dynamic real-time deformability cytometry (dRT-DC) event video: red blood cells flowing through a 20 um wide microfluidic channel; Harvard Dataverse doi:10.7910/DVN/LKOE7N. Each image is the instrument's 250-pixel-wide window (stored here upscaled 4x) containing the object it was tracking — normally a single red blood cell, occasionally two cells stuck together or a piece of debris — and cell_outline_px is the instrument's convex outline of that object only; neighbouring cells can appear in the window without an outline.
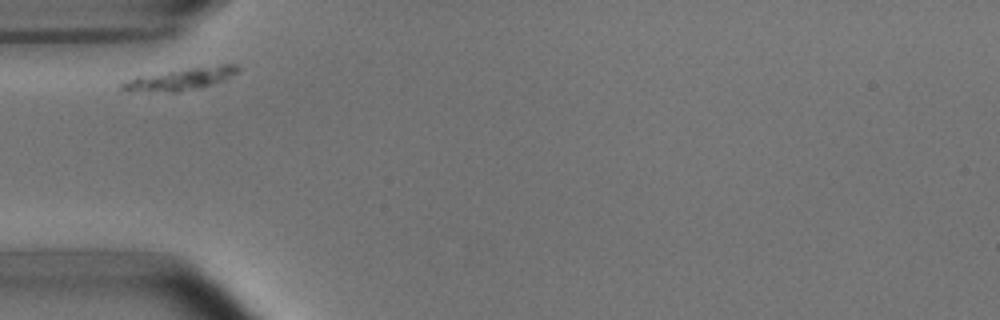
{"species": "common noctule bat (a hibernating species)", "species_latin": "Nyctalus noctula", "temperature_condition": "room temperature", "stored_images_in_passage": 4, "camera_frame_rate_fps": 3000, "um_per_image_px": 0.085, "animal": {"sex": "male", "body_mass_g": 15.6}, "frame": {"image": 1, "passage_image": 1, "time_ms": 0.0, "image_size_px": [1000, 320], "cell_outline_px": [[240, 68], [236, 72], [220, 80], [200, 88], [176, 92], [172, 92], [120, 88], [120, 84], [136, 76], [220, 64], [236, 64]], "centroid_in_image_um": [15.4, 6.69], "position_along_channel_um": 69.6, "area_um2": 13.99}}
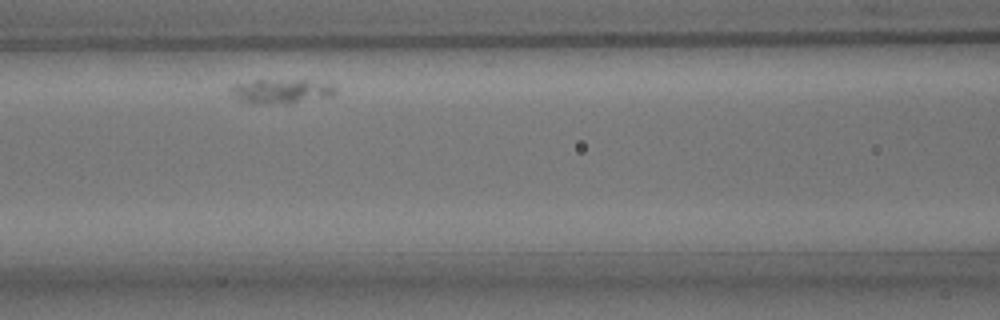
{"frame": {"image": 2, "passage_image": 3, "time_ms": 2.333, "image_size_px": [1000, 320], "cell_outline_px": [[336, 92], [332, 96], [284, 104], [252, 104], [236, 100], [228, 92], [228, 88], [232, 84], [256, 80], [308, 80], [332, 84], [336, 88]], "centroid_in_image_um": [23.81, 7.76], "position_along_channel_um": 142.8, "area_um2": 15.32}}
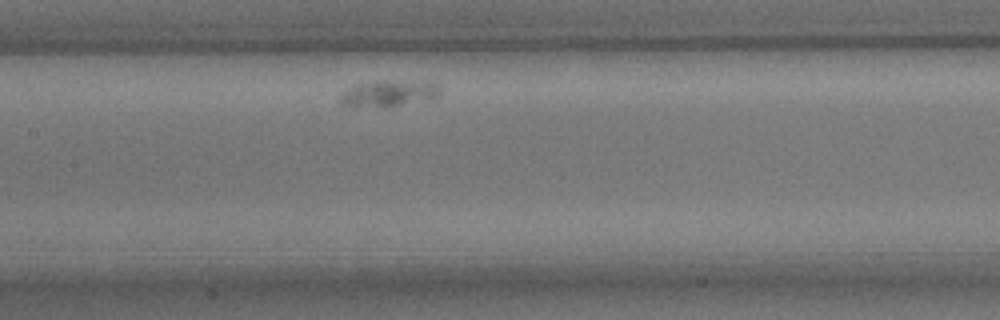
{"frame": {"image": 3, "passage_image": 4, "time_ms": 3.333, "image_size_px": [1000, 320], "cell_outline_px": [[440, 92], [432, 100], [388, 108], [384, 108], [344, 104], [340, 100], [340, 96], [344, 88], [352, 84], [376, 80], [380, 80], [436, 84], [440, 88]], "centroid_in_image_um": [32.99, 7.96], "position_along_channel_um": 174.4, "area_um2": 15.49}}